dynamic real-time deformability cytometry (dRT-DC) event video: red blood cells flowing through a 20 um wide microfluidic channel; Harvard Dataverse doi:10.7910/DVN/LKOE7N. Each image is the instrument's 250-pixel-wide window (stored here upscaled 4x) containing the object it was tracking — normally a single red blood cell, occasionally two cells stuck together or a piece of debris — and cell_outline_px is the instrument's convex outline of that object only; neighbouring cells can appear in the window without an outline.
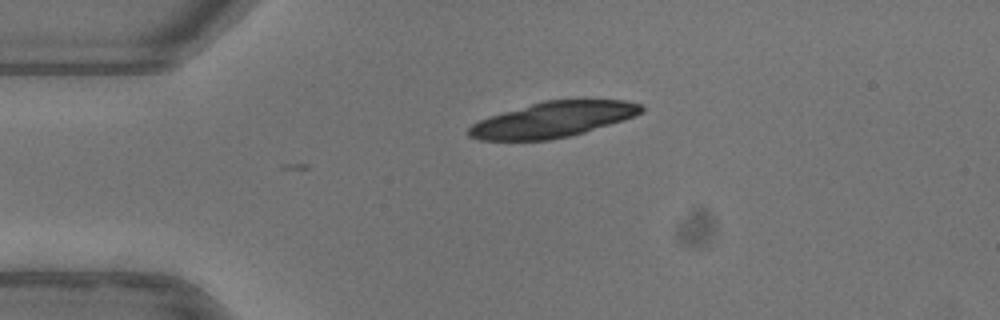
{"species": "common noctule bat (a hibernating species)", "species_latin": "Nyctalus noctula", "temperature_condition": "warm", "stored_images_in_passage": 2, "camera_frame_rate_fps": 3000, "um_per_image_px": 0.085, "animal": {"sex": "female"}, "frame": {"image": 1, "passage_image": 1, "time_ms": 0.0, "image_size_px": [1000, 320], "cell_outline_px": [[644, 112], [636, 116], [624, 120], [584, 132], [568, 136], [548, 140], [480, 140], [468, 136], [468, 128], [472, 124], [488, 116], [544, 100], [624, 100], [640, 104], [644, 108]], "centroid_in_image_um": [47.0, 10.16], "position_along_channel_um": 38.0, "area_um2": 35.55}}